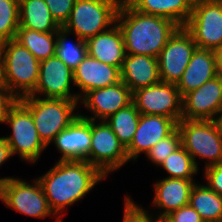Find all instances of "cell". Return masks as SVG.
<instances>
[{
  "label": "cell",
  "instance_id": "cell-1",
  "mask_svg": "<svg viewBox=\"0 0 222 222\" xmlns=\"http://www.w3.org/2000/svg\"><path fill=\"white\" fill-rule=\"evenodd\" d=\"M105 178L97 168L85 160H58L49 171L37 179L50 209L57 216L56 222H62L63 214L59 213L84 198Z\"/></svg>",
  "mask_w": 222,
  "mask_h": 222
},
{
  "label": "cell",
  "instance_id": "cell-2",
  "mask_svg": "<svg viewBox=\"0 0 222 222\" xmlns=\"http://www.w3.org/2000/svg\"><path fill=\"white\" fill-rule=\"evenodd\" d=\"M115 23L121 30L126 54L155 58L180 27L174 21L139 12L126 0L119 5Z\"/></svg>",
  "mask_w": 222,
  "mask_h": 222
},
{
  "label": "cell",
  "instance_id": "cell-3",
  "mask_svg": "<svg viewBox=\"0 0 222 222\" xmlns=\"http://www.w3.org/2000/svg\"><path fill=\"white\" fill-rule=\"evenodd\" d=\"M2 83L17 98L31 95L39 78L40 61L15 39L1 43Z\"/></svg>",
  "mask_w": 222,
  "mask_h": 222
},
{
  "label": "cell",
  "instance_id": "cell-4",
  "mask_svg": "<svg viewBox=\"0 0 222 222\" xmlns=\"http://www.w3.org/2000/svg\"><path fill=\"white\" fill-rule=\"evenodd\" d=\"M19 100L30 110L39 138L46 147L79 115L75 110L80 100L41 98L39 95Z\"/></svg>",
  "mask_w": 222,
  "mask_h": 222
},
{
  "label": "cell",
  "instance_id": "cell-5",
  "mask_svg": "<svg viewBox=\"0 0 222 222\" xmlns=\"http://www.w3.org/2000/svg\"><path fill=\"white\" fill-rule=\"evenodd\" d=\"M177 128L181 135V145L197 167L198 156L207 159L205 168L222 162V132L217 120L181 119Z\"/></svg>",
  "mask_w": 222,
  "mask_h": 222
},
{
  "label": "cell",
  "instance_id": "cell-6",
  "mask_svg": "<svg viewBox=\"0 0 222 222\" xmlns=\"http://www.w3.org/2000/svg\"><path fill=\"white\" fill-rule=\"evenodd\" d=\"M122 0H76L63 28L87 41L108 30L116 22Z\"/></svg>",
  "mask_w": 222,
  "mask_h": 222
},
{
  "label": "cell",
  "instance_id": "cell-7",
  "mask_svg": "<svg viewBox=\"0 0 222 222\" xmlns=\"http://www.w3.org/2000/svg\"><path fill=\"white\" fill-rule=\"evenodd\" d=\"M4 124L12 129V135L6 136L12 156L17 153L22 160L35 163L47 147L39 138L30 110L19 99L10 108Z\"/></svg>",
  "mask_w": 222,
  "mask_h": 222
},
{
  "label": "cell",
  "instance_id": "cell-8",
  "mask_svg": "<svg viewBox=\"0 0 222 222\" xmlns=\"http://www.w3.org/2000/svg\"><path fill=\"white\" fill-rule=\"evenodd\" d=\"M33 183L15 177L0 178V200L9 208L31 217L54 216L39 180L35 179Z\"/></svg>",
  "mask_w": 222,
  "mask_h": 222
},
{
  "label": "cell",
  "instance_id": "cell-9",
  "mask_svg": "<svg viewBox=\"0 0 222 222\" xmlns=\"http://www.w3.org/2000/svg\"><path fill=\"white\" fill-rule=\"evenodd\" d=\"M184 28L197 48L217 50L222 47V0H194L191 16Z\"/></svg>",
  "mask_w": 222,
  "mask_h": 222
},
{
  "label": "cell",
  "instance_id": "cell-10",
  "mask_svg": "<svg viewBox=\"0 0 222 222\" xmlns=\"http://www.w3.org/2000/svg\"><path fill=\"white\" fill-rule=\"evenodd\" d=\"M91 120V148L89 164L97 168L107 179L129 161L125 147L105 120Z\"/></svg>",
  "mask_w": 222,
  "mask_h": 222
},
{
  "label": "cell",
  "instance_id": "cell-11",
  "mask_svg": "<svg viewBox=\"0 0 222 222\" xmlns=\"http://www.w3.org/2000/svg\"><path fill=\"white\" fill-rule=\"evenodd\" d=\"M132 102L140 114L162 115L177 123L182 116V96L174 83L160 81L133 92Z\"/></svg>",
  "mask_w": 222,
  "mask_h": 222
},
{
  "label": "cell",
  "instance_id": "cell-12",
  "mask_svg": "<svg viewBox=\"0 0 222 222\" xmlns=\"http://www.w3.org/2000/svg\"><path fill=\"white\" fill-rule=\"evenodd\" d=\"M196 48L192 35L179 27L157 57L161 81L177 84Z\"/></svg>",
  "mask_w": 222,
  "mask_h": 222
},
{
  "label": "cell",
  "instance_id": "cell-13",
  "mask_svg": "<svg viewBox=\"0 0 222 222\" xmlns=\"http://www.w3.org/2000/svg\"><path fill=\"white\" fill-rule=\"evenodd\" d=\"M222 112V78L216 76L182 97L185 120H217Z\"/></svg>",
  "mask_w": 222,
  "mask_h": 222
},
{
  "label": "cell",
  "instance_id": "cell-14",
  "mask_svg": "<svg viewBox=\"0 0 222 222\" xmlns=\"http://www.w3.org/2000/svg\"><path fill=\"white\" fill-rule=\"evenodd\" d=\"M73 71L55 55L40 61L39 78L31 96L42 94L45 98L79 100L78 94H71Z\"/></svg>",
  "mask_w": 222,
  "mask_h": 222
},
{
  "label": "cell",
  "instance_id": "cell-15",
  "mask_svg": "<svg viewBox=\"0 0 222 222\" xmlns=\"http://www.w3.org/2000/svg\"><path fill=\"white\" fill-rule=\"evenodd\" d=\"M133 92L122 81L100 89L87 92L81 99L82 105L89 109L92 117L84 116L89 120H106L109 116L116 113L132 103Z\"/></svg>",
  "mask_w": 222,
  "mask_h": 222
},
{
  "label": "cell",
  "instance_id": "cell-16",
  "mask_svg": "<svg viewBox=\"0 0 222 222\" xmlns=\"http://www.w3.org/2000/svg\"><path fill=\"white\" fill-rule=\"evenodd\" d=\"M177 128V122L162 115L141 114L131 144L126 148L129 161L147 153L157 142L169 136Z\"/></svg>",
  "mask_w": 222,
  "mask_h": 222
},
{
  "label": "cell",
  "instance_id": "cell-17",
  "mask_svg": "<svg viewBox=\"0 0 222 222\" xmlns=\"http://www.w3.org/2000/svg\"><path fill=\"white\" fill-rule=\"evenodd\" d=\"M57 150L62 153L59 160H85L89 163L91 148V120L78 115L53 140Z\"/></svg>",
  "mask_w": 222,
  "mask_h": 222
},
{
  "label": "cell",
  "instance_id": "cell-18",
  "mask_svg": "<svg viewBox=\"0 0 222 222\" xmlns=\"http://www.w3.org/2000/svg\"><path fill=\"white\" fill-rule=\"evenodd\" d=\"M73 84L81 93L79 100L89 91L114 85L121 81L120 70L117 67L100 62L88 54L73 71Z\"/></svg>",
  "mask_w": 222,
  "mask_h": 222
},
{
  "label": "cell",
  "instance_id": "cell-19",
  "mask_svg": "<svg viewBox=\"0 0 222 222\" xmlns=\"http://www.w3.org/2000/svg\"><path fill=\"white\" fill-rule=\"evenodd\" d=\"M196 184L194 179L163 178L155 183L153 205L162 211L158 221H162L171 212L189 205L190 193Z\"/></svg>",
  "mask_w": 222,
  "mask_h": 222
},
{
  "label": "cell",
  "instance_id": "cell-20",
  "mask_svg": "<svg viewBox=\"0 0 222 222\" xmlns=\"http://www.w3.org/2000/svg\"><path fill=\"white\" fill-rule=\"evenodd\" d=\"M120 77L132 92L157 84L161 81L158 59L142 54H126L120 69Z\"/></svg>",
  "mask_w": 222,
  "mask_h": 222
},
{
  "label": "cell",
  "instance_id": "cell-21",
  "mask_svg": "<svg viewBox=\"0 0 222 222\" xmlns=\"http://www.w3.org/2000/svg\"><path fill=\"white\" fill-rule=\"evenodd\" d=\"M216 76L218 75L215 51L196 48L176 86L183 97L188 92L199 88Z\"/></svg>",
  "mask_w": 222,
  "mask_h": 222
},
{
  "label": "cell",
  "instance_id": "cell-22",
  "mask_svg": "<svg viewBox=\"0 0 222 222\" xmlns=\"http://www.w3.org/2000/svg\"><path fill=\"white\" fill-rule=\"evenodd\" d=\"M86 42L90 57L121 69L126 53L121 30L116 23Z\"/></svg>",
  "mask_w": 222,
  "mask_h": 222
},
{
  "label": "cell",
  "instance_id": "cell-23",
  "mask_svg": "<svg viewBox=\"0 0 222 222\" xmlns=\"http://www.w3.org/2000/svg\"><path fill=\"white\" fill-rule=\"evenodd\" d=\"M135 10L163 17L184 27L191 16L194 0H126Z\"/></svg>",
  "mask_w": 222,
  "mask_h": 222
},
{
  "label": "cell",
  "instance_id": "cell-24",
  "mask_svg": "<svg viewBox=\"0 0 222 222\" xmlns=\"http://www.w3.org/2000/svg\"><path fill=\"white\" fill-rule=\"evenodd\" d=\"M19 28L39 32H57L61 27L53 19L44 0H20Z\"/></svg>",
  "mask_w": 222,
  "mask_h": 222
},
{
  "label": "cell",
  "instance_id": "cell-25",
  "mask_svg": "<svg viewBox=\"0 0 222 222\" xmlns=\"http://www.w3.org/2000/svg\"><path fill=\"white\" fill-rule=\"evenodd\" d=\"M189 205L204 222H222V195L206 185L195 184L190 193Z\"/></svg>",
  "mask_w": 222,
  "mask_h": 222
},
{
  "label": "cell",
  "instance_id": "cell-26",
  "mask_svg": "<svg viewBox=\"0 0 222 222\" xmlns=\"http://www.w3.org/2000/svg\"><path fill=\"white\" fill-rule=\"evenodd\" d=\"M15 40L27 48L39 61L55 55L56 32L18 28Z\"/></svg>",
  "mask_w": 222,
  "mask_h": 222
},
{
  "label": "cell",
  "instance_id": "cell-27",
  "mask_svg": "<svg viewBox=\"0 0 222 222\" xmlns=\"http://www.w3.org/2000/svg\"><path fill=\"white\" fill-rule=\"evenodd\" d=\"M140 115L139 110L132 102L105 120L125 149L131 144L138 127Z\"/></svg>",
  "mask_w": 222,
  "mask_h": 222
},
{
  "label": "cell",
  "instance_id": "cell-28",
  "mask_svg": "<svg viewBox=\"0 0 222 222\" xmlns=\"http://www.w3.org/2000/svg\"><path fill=\"white\" fill-rule=\"evenodd\" d=\"M71 33L61 27L56 32L55 56L74 71L88 54L87 42L76 36L77 42L67 41Z\"/></svg>",
  "mask_w": 222,
  "mask_h": 222
},
{
  "label": "cell",
  "instance_id": "cell-29",
  "mask_svg": "<svg viewBox=\"0 0 222 222\" xmlns=\"http://www.w3.org/2000/svg\"><path fill=\"white\" fill-rule=\"evenodd\" d=\"M159 166L168 173V176L165 178L193 179L199 170L191 155L182 145Z\"/></svg>",
  "mask_w": 222,
  "mask_h": 222
},
{
  "label": "cell",
  "instance_id": "cell-30",
  "mask_svg": "<svg viewBox=\"0 0 222 222\" xmlns=\"http://www.w3.org/2000/svg\"><path fill=\"white\" fill-rule=\"evenodd\" d=\"M19 28V1L0 0V43L15 39Z\"/></svg>",
  "mask_w": 222,
  "mask_h": 222
},
{
  "label": "cell",
  "instance_id": "cell-31",
  "mask_svg": "<svg viewBox=\"0 0 222 222\" xmlns=\"http://www.w3.org/2000/svg\"><path fill=\"white\" fill-rule=\"evenodd\" d=\"M181 146V135L176 128L169 136L157 142L145 155L159 166L170 154Z\"/></svg>",
  "mask_w": 222,
  "mask_h": 222
},
{
  "label": "cell",
  "instance_id": "cell-32",
  "mask_svg": "<svg viewBox=\"0 0 222 222\" xmlns=\"http://www.w3.org/2000/svg\"><path fill=\"white\" fill-rule=\"evenodd\" d=\"M60 27L68 21L76 0H44Z\"/></svg>",
  "mask_w": 222,
  "mask_h": 222
},
{
  "label": "cell",
  "instance_id": "cell-33",
  "mask_svg": "<svg viewBox=\"0 0 222 222\" xmlns=\"http://www.w3.org/2000/svg\"><path fill=\"white\" fill-rule=\"evenodd\" d=\"M161 222H204L201 216L190 205L171 212Z\"/></svg>",
  "mask_w": 222,
  "mask_h": 222
},
{
  "label": "cell",
  "instance_id": "cell-34",
  "mask_svg": "<svg viewBox=\"0 0 222 222\" xmlns=\"http://www.w3.org/2000/svg\"><path fill=\"white\" fill-rule=\"evenodd\" d=\"M204 174L205 180H207L206 186L222 195V162L205 168Z\"/></svg>",
  "mask_w": 222,
  "mask_h": 222
},
{
  "label": "cell",
  "instance_id": "cell-35",
  "mask_svg": "<svg viewBox=\"0 0 222 222\" xmlns=\"http://www.w3.org/2000/svg\"><path fill=\"white\" fill-rule=\"evenodd\" d=\"M17 98L0 83V123H4L10 108L17 102Z\"/></svg>",
  "mask_w": 222,
  "mask_h": 222
},
{
  "label": "cell",
  "instance_id": "cell-36",
  "mask_svg": "<svg viewBox=\"0 0 222 222\" xmlns=\"http://www.w3.org/2000/svg\"><path fill=\"white\" fill-rule=\"evenodd\" d=\"M12 156L6 137H0V167Z\"/></svg>",
  "mask_w": 222,
  "mask_h": 222
},
{
  "label": "cell",
  "instance_id": "cell-37",
  "mask_svg": "<svg viewBox=\"0 0 222 222\" xmlns=\"http://www.w3.org/2000/svg\"><path fill=\"white\" fill-rule=\"evenodd\" d=\"M217 75L222 78V47L215 50Z\"/></svg>",
  "mask_w": 222,
  "mask_h": 222
},
{
  "label": "cell",
  "instance_id": "cell-38",
  "mask_svg": "<svg viewBox=\"0 0 222 222\" xmlns=\"http://www.w3.org/2000/svg\"><path fill=\"white\" fill-rule=\"evenodd\" d=\"M217 122H218L219 127H220L221 132H222V112L219 114V116L217 118Z\"/></svg>",
  "mask_w": 222,
  "mask_h": 222
},
{
  "label": "cell",
  "instance_id": "cell-39",
  "mask_svg": "<svg viewBox=\"0 0 222 222\" xmlns=\"http://www.w3.org/2000/svg\"><path fill=\"white\" fill-rule=\"evenodd\" d=\"M0 83H2V65H1V52H0Z\"/></svg>",
  "mask_w": 222,
  "mask_h": 222
}]
</instances>
